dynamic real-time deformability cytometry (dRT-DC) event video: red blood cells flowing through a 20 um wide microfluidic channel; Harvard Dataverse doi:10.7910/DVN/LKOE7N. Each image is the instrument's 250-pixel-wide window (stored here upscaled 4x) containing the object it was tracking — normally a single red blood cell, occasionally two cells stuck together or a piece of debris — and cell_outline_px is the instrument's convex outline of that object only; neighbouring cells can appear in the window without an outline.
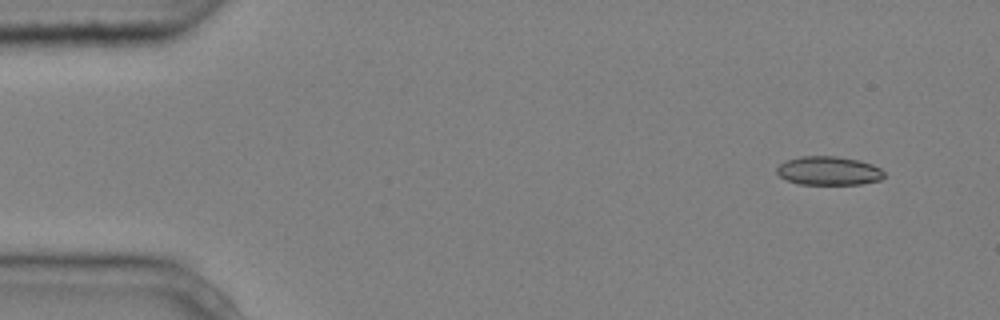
{"species": "common noctule bat (a hibernating species)", "species_latin": "Nyctalus noctula", "temperature_condition": "cold", "stored_images_in_passage": 5, "segment_of_instrument_passage": [1, 2], "camera_frame_rate_fps": 3000, "um_per_image_px": 0.085, "animal": {"sex": "male", "body_mass_g": 20.4}, "frame": {"image": 1, "passage_image": 1, "time_ms": 0.0, "image_size_px": [1000, 320], "cell_outline_px": [[884, 176], [880, 180], [860, 184], [800, 184], [788, 180], [780, 176], [776, 172], [776, 168], [780, 164], [788, 160], [800, 156], [836, 156], [860, 160], [872, 164], [880, 168], [884, 172]], "centroid_in_image_um": [70.45, 14.51], "position_along_channel_um": 14.5, "area_um2": 17.92}}